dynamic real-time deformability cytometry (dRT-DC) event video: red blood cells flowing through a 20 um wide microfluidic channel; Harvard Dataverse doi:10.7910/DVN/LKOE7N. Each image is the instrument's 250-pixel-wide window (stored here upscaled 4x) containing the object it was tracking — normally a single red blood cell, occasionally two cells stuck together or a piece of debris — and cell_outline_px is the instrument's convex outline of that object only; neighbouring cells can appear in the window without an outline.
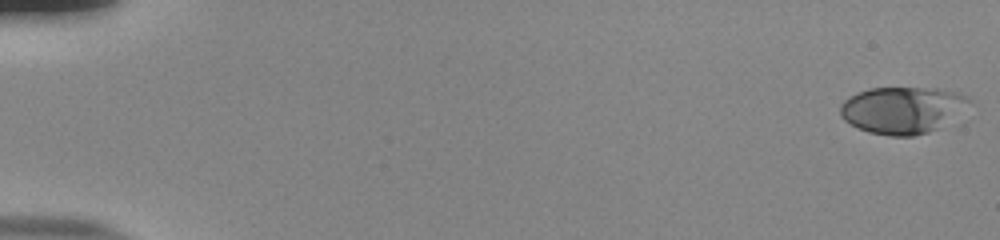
{"species": "human", "species_latin": "Homo sapiens", "temperature_condition": "room temperature", "stored_images_in_passage": 51, "camera_frame_rate_fps": 3000, "um_per_image_px": 0.085, "donor": {"sex": "male"}, "frame": {"image": 1, "passage_image": 1, "time_ms": 0.0, "image_size_px": [1000, 240], "cell_outline_px": [[972, 100], [936, 128], [928, 132], [912, 136], [888, 136], [868, 132], [844, 120], [840, 116], [840, 104], [844, 100], [860, 92], [872, 88], [936, 88], [956, 92], [968, 96]], "centroid_in_image_um": [76.63, 9.34], "position_along_channel_um": 8.4, "area_um2": 34.33}}
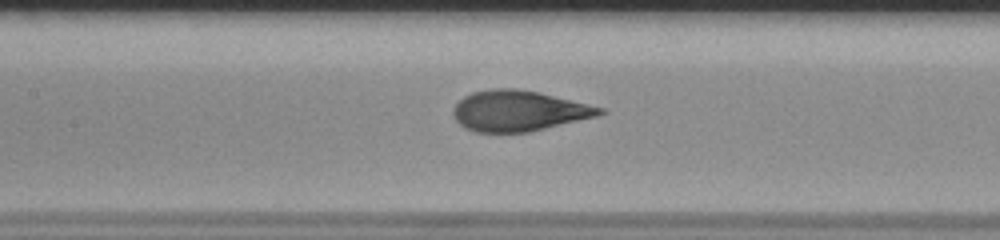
{"frame": {"image": 2, "passage_image": 27, "time_ms": 8.667, "image_size_px": [1000, 240], "cell_outline_px": [[608, 112], [596, 116], [528, 132], [476, 132], [464, 128], [456, 120], [452, 112], [456, 104], [464, 96], [472, 92], [492, 88], [516, 88], [536, 92], [604, 108]], "centroid_in_image_um": [44.05, 9.42], "position_along_channel_um": 163.4, "area_um2": 34.28}}
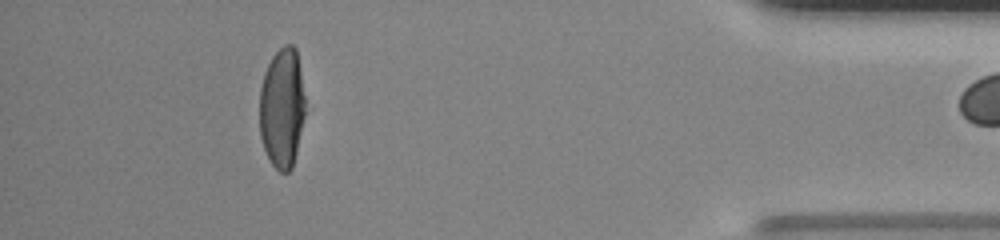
{"frame": {"image": 3, "passage_image": 50, "time_ms": 16.333, "image_size_px": [1000, 240], "cell_outline_px": [[304, 116], [296, 152], [292, 168], [288, 172], [280, 172], [272, 164], [264, 148], [260, 136], [260, 88], [264, 72], [272, 56], [284, 44], [292, 44], [296, 48], [304, 96]], "centroid_in_image_um": [23.96, 9.16], "position_along_channel_um": 411.2, "area_um2": 31.67}}